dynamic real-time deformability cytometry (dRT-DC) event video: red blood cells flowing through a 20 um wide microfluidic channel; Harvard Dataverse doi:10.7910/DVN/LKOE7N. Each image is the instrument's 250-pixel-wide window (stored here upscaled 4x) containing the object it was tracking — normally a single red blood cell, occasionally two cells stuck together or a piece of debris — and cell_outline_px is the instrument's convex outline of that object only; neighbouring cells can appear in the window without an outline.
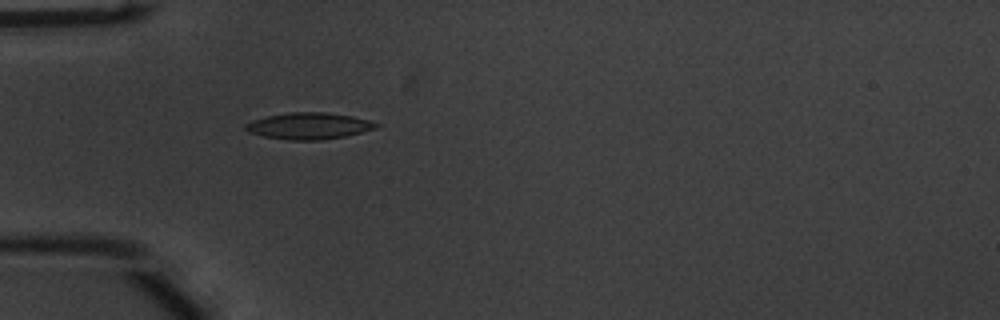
{"species": "common noctule bat (a hibernating species)", "species_latin": "Nyctalus noctula", "temperature_condition": "warm", "stored_images_in_passage": 38, "camera_frame_rate_fps": 3000, "um_per_image_px": 0.085, "animal": {"sex": "male", "body_mass_g": 20.1, "forearm_length_mm": 53.5}, "frame": {"image": 1, "passage_image": 1, "time_ms": 0.0, "image_size_px": [1000, 320], "cell_outline_px": [[380, 124], [376, 128], [344, 136], [320, 140], [288, 140], [264, 136], [248, 132], [244, 128], [244, 124], [252, 120], [268, 116], [288, 112], [324, 112], [352, 116], [368, 120]], "centroid_in_image_um": [26.21, 10.7], "position_along_channel_um": 58.8, "area_um2": 20.06}}
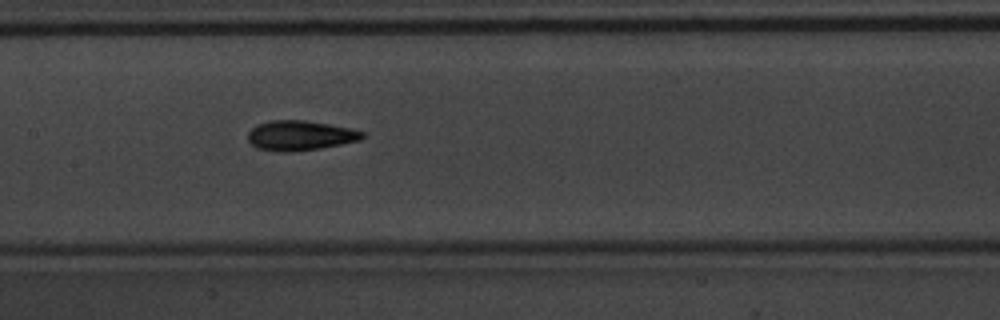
{"frame": {"image": 2, "passage_image": 11, "time_ms": 3.333, "image_size_px": [1000, 320], "cell_outline_px": [[368, 136], [360, 140], [320, 148], [288, 152], [280, 152], [256, 148], [248, 140], [248, 132], [256, 124], [272, 120], [304, 120], [352, 128], [364, 132]], "centroid_in_image_um": [25.52, 11.51], "position_along_channel_um": 181.9, "area_um2": 20.0}}
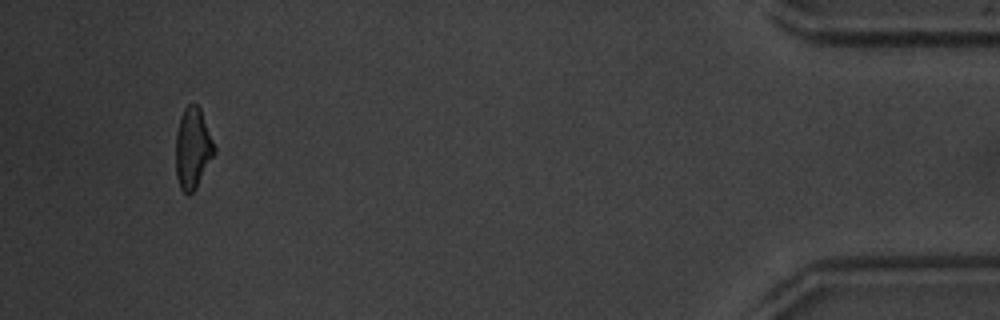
{"frame": {"image": 3, "passage_image": 35, "time_ms": 11.333, "image_size_px": [1000, 320], "cell_outline_px": [[216, 152], [196, 188], [188, 196], [180, 188], [176, 176], [176, 132], [180, 116], [184, 108], [188, 104], [196, 104], [200, 108], [216, 148]], "centroid_in_image_um": [16.38, 12.61], "position_along_channel_um": 418.8, "area_um2": 18.26}, "authors_computed_cell_mechanics": {"area_um2": 18.8717, "velocity_mm_per_s": 3.825, "shape_relaxation_time_tau1_ms": 4.1213, "shape_relaxation_time_tau2_ms": 2.9445, "deformation_change_tau1": 0.1619, "deformation_change_tau2": 0.1052}}